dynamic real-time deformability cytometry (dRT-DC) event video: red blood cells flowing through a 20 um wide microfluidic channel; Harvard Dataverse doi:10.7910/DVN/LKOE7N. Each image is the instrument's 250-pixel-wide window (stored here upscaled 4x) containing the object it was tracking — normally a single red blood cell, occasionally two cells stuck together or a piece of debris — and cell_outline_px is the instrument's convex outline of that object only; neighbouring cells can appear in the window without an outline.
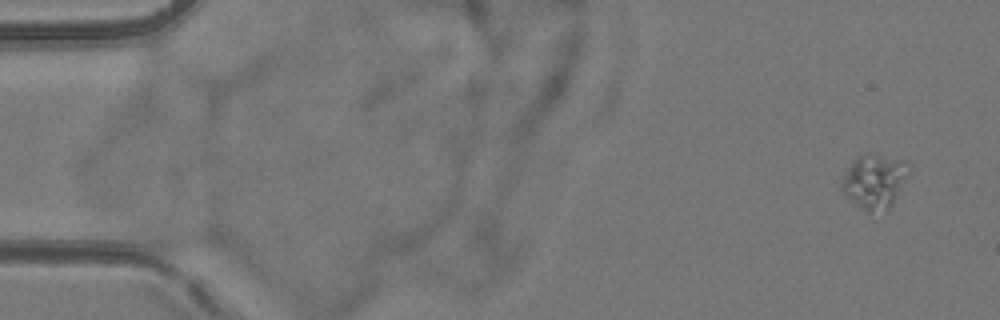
{"species": "common noctule bat (a hibernating species)", "species_latin": "Nyctalus noctula", "temperature_condition": "room temperature", "stored_images_in_passage": 4, "camera_frame_rate_fps": 3000, "um_per_image_px": 0.085, "animal": {"sex": "female", "body_mass_g": 24.6, "forearm_length_mm": 56.2}, "frame": {"image": 1, "passage_image": 1, "time_ms": 0.0, "image_size_px": [1000, 320], "cell_outline_px": [[912, 172], [892, 204], [888, 208], [868, 212], [844, 196], [840, 188], [840, 184], [852, 160], [856, 156], [868, 152], [876, 152], [904, 160], [908, 164]], "centroid_in_image_um": [74.35, 15.34], "position_along_channel_um": 10.6, "area_um2": 21.68}}